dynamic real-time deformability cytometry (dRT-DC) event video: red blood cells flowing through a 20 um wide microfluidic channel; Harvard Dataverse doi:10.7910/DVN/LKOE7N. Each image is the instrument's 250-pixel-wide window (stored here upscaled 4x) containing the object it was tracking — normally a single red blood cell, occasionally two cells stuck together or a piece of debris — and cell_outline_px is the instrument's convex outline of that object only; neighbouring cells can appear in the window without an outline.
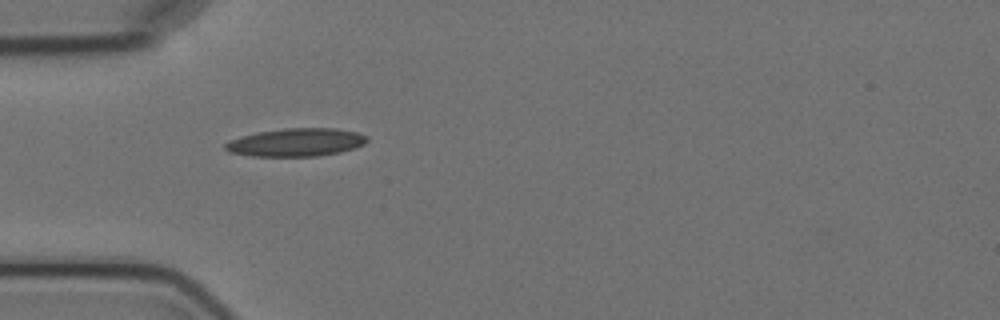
{"species": "Egyptian fruit bat (a non-hibernating species)", "species_latin": "Rousettus aegyptiacus", "temperature_condition": "cold", "stored_images_in_passage": 3, "camera_frame_rate_fps": 3000, "um_per_image_px": 0.085, "animal": {"sex": "female"}, "frame": {"image": 1, "passage_image": 1, "time_ms": 0.0, "image_size_px": [1000, 320], "cell_outline_px": [[368, 140], [364, 144], [356, 148], [340, 152], [316, 156], [252, 156], [228, 152], [224, 148], [224, 144], [228, 140], [256, 132], [284, 128], [336, 128], [356, 132], [368, 136]], "centroid_in_image_um": [25.16, 12.09], "position_along_channel_um": 59.8, "area_um2": 23.35}}
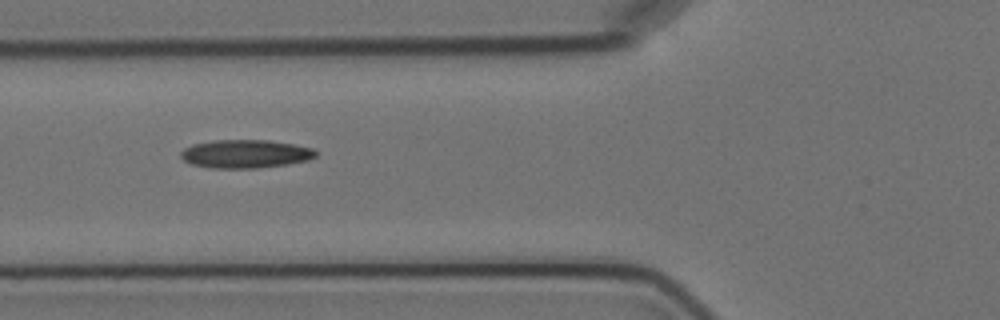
{"frame": {"image": 2, "passage_image": 2, "time_ms": 1.333, "image_size_px": [1000, 320], "cell_outline_px": [[316, 156], [308, 160], [288, 164], [256, 168], [212, 168], [192, 164], [184, 160], [180, 156], [180, 152], [184, 148], [192, 144], [216, 140], [268, 140], [292, 144], [312, 148], [316, 152]], "centroid_in_image_um": [20.84, 13.08], "position_along_channel_um": 105.0, "area_um2": 22.2}}
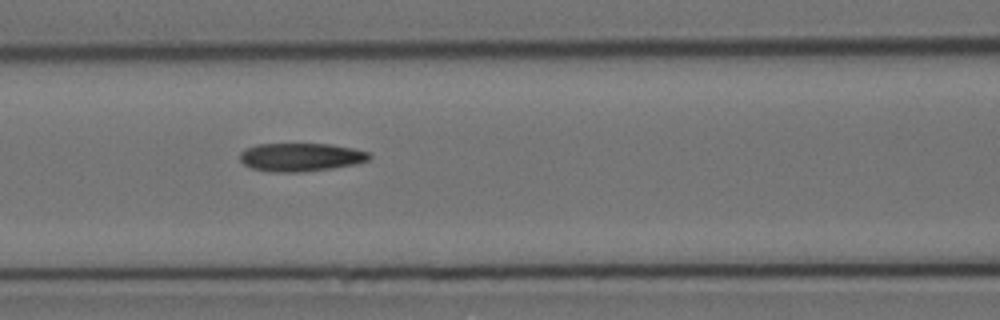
{"frame": {"image": 3, "passage_image": 3, "time_ms": 2.333, "image_size_px": [1000, 320], "cell_outline_px": [[372, 156], [368, 160], [356, 164], [332, 168], [300, 172], [268, 172], [252, 168], [244, 164], [240, 160], [240, 152], [256, 144], [332, 144], [352, 148], [368, 152]], "centroid_in_image_um": [25.56, 13.36], "position_along_channel_um": 141.0, "area_um2": 21.33}}